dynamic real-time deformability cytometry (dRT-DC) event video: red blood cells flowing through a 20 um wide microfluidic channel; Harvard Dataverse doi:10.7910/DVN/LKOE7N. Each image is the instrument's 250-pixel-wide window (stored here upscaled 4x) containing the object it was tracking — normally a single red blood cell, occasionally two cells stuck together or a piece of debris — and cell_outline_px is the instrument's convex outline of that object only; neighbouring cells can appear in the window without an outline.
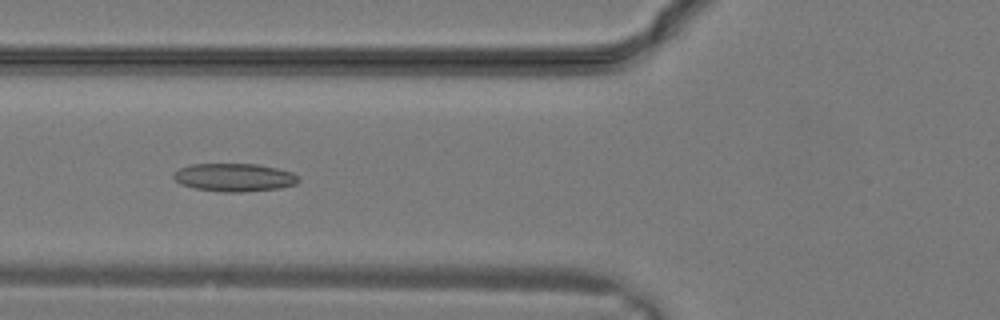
{"species": "common noctule bat (a hibernating species)", "species_latin": "Nyctalus noctula", "temperature_condition": "warm", "stored_images_in_passage": 30, "camera_frame_rate_fps": 3000, "um_per_image_px": 0.085, "animal": {"sex": "male", "body_mass_g": 19.2, "forearm_length_mm": 51.8}, "frame": {"image": 1, "passage_image": 12, "time_ms": 3.667, "image_size_px": [1000, 320], "cell_outline_px": [[300, 180], [296, 184], [280, 188], [240, 192], [220, 192], [196, 188], [180, 184], [172, 176], [172, 172], [180, 168], [192, 164], [256, 164], [276, 168], [292, 172]], "centroid_in_image_um": [19.89, 15.08], "position_along_channel_um": 105.9, "area_um2": 20.4}}
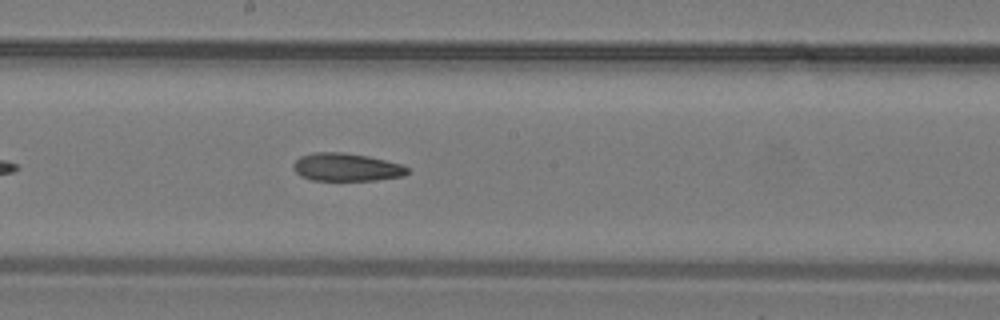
{"frame": {"image": 2, "passage_image": 17, "time_ms": 5.333, "image_size_px": [1000, 320], "cell_outline_px": [[408, 172], [404, 176], [376, 180], [312, 180], [300, 176], [292, 168], [292, 164], [300, 156], [312, 152], [340, 152], [368, 156], [400, 164], [408, 168]], "centroid_in_image_um": [29.4, 14.21], "position_along_channel_um": 218.8, "area_um2": 18.55}}
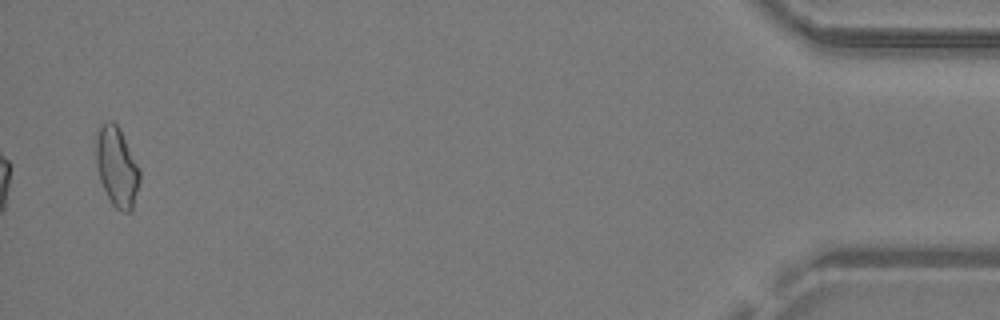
{"frame": {"image": 3, "passage_image": 30, "time_ms": 9.667, "image_size_px": [1000, 320], "cell_outline_px": [[140, 180], [132, 212], [124, 212], [116, 208], [112, 204], [100, 180], [96, 164], [96, 132], [108, 120], [112, 120], [120, 128], [140, 168]], "centroid_in_image_um": [9.95, 14.18], "position_along_channel_um": 425.3, "area_um2": 20.35}}